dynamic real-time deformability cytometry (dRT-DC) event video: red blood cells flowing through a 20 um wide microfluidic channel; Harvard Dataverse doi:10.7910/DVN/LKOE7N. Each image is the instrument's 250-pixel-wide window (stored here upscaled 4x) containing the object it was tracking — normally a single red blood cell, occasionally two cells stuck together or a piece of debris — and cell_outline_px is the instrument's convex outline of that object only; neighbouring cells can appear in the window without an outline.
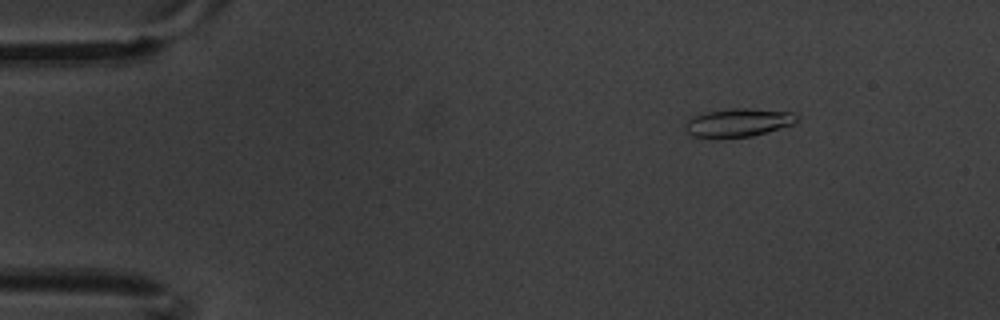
{"species": "common noctule bat (a hibernating species)", "species_latin": "Nyctalus noctula", "temperature_condition": "warm", "stored_images_in_passage": 5, "camera_frame_rate_fps": 3000, "um_per_image_px": 0.085, "animal": {"sex": "male", "body_mass_g": 20.1, "forearm_length_mm": 53.5}, "frame": {"image": 1, "passage_image": 3, "time_ms": 0.667, "image_size_px": [1000, 320], "cell_outline_px": [[800, 116], [796, 124], [752, 136], [692, 136], [688, 132], [684, 124], [688, 116], [704, 112], [728, 108], [752, 108], [792, 112]], "centroid_in_image_um": [62.78, 10.37], "position_along_channel_um": 22.2, "area_um2": 18.5}}